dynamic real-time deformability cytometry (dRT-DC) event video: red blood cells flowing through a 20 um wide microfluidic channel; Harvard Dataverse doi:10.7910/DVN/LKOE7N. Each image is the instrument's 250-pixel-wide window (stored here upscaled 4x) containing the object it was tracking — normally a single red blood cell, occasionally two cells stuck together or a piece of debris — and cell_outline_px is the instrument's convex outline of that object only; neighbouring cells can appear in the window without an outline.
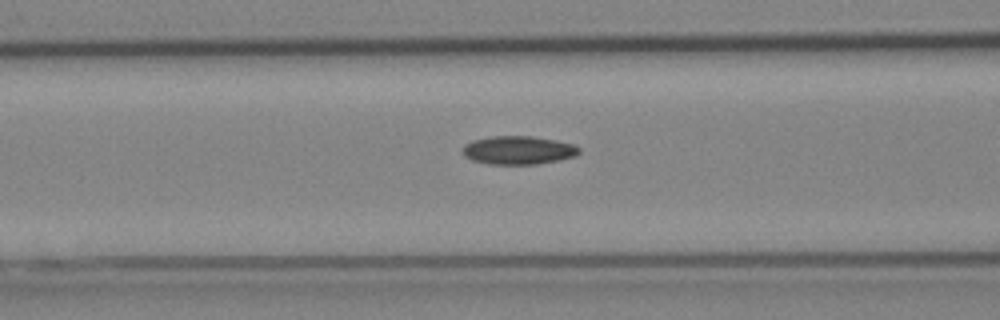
{"species": "Egyptian fruit bat (a non-hibernating species)", "species_latin": "Rousettus aegyptiacus", "temperature_condition": "cold", "stored_images_in_passage": 36, "camera_frame_rate_fps": 3000, "um_per_image_px": 0.085, "animal": {"sex": "female"}, "frame": {"image": 1, "passage_image": 16, "time_ms": 5.0, "image_size_px": [1000, 320], "cell_outline_px": [[580, 152], [576, 156], [560, 160], [536, 164], [488, 164], [472, 160], [464, 156], [460, 152], [464, 144], [472, 140], [492, 136], [532, 136], [556, 140], [572, 144], [580, 148]], "centroid_in_image_um": [44.03, 12.76], "position_along_channel_um": 122.6, "area_um2": 19.48}}
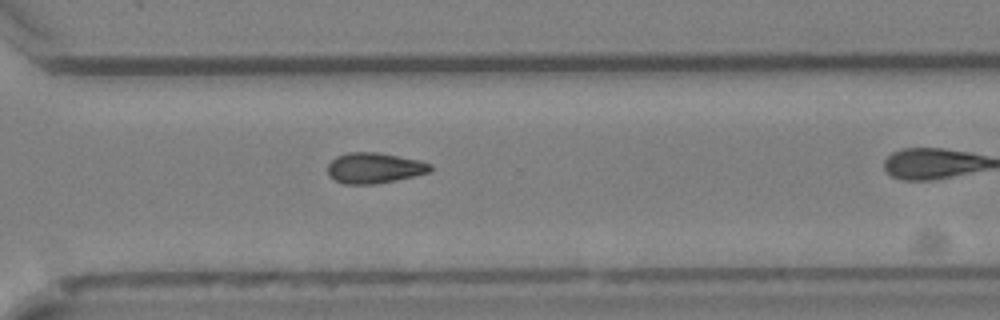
{"frame": {"image": 2, "passage_image": 32, "time_ms": 10.333, "image_size_px": [1000, 320], "cell_outline_px": [[432, 168], [428, 172], [396, 180], [376, 184], [344, 184], [336, 180], [328, 172], [328, 164], [336, 156], [348, 152], [380, 152], [420, 160], [432, 164]], "centroid_in_image_um": [31.83, 14.26], "position_along_channel_um": 338.8, "area_um2": 18.26}}
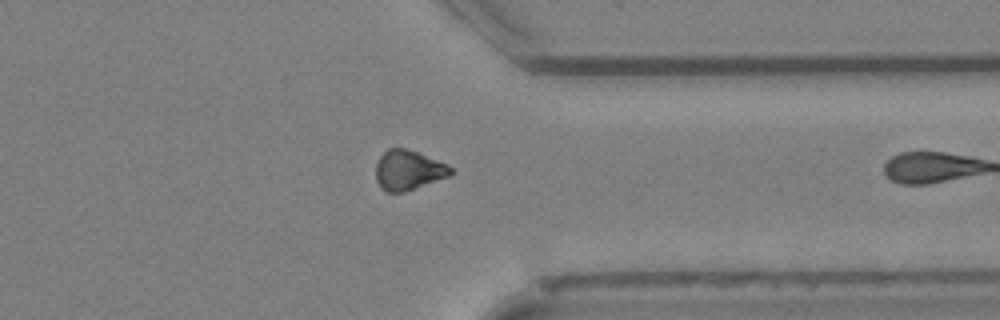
{"frame": {"image": 3, "passage_image": 35, "time_ms": 11.333, "image_size_px": [1000, 320], "cell_outline_px": [[452, 172], [448, 176], [404, 192], [384, 192], [380, 188], [376, 180], [376, 164], [380, 156], [388, 148], [404, 148], [416, 152], [448, 164], [452, 168]], "centroid_in_image_um": [34.67, 14.47], "position_along_channel_um": 376.7, "area_um2": 17.22}}